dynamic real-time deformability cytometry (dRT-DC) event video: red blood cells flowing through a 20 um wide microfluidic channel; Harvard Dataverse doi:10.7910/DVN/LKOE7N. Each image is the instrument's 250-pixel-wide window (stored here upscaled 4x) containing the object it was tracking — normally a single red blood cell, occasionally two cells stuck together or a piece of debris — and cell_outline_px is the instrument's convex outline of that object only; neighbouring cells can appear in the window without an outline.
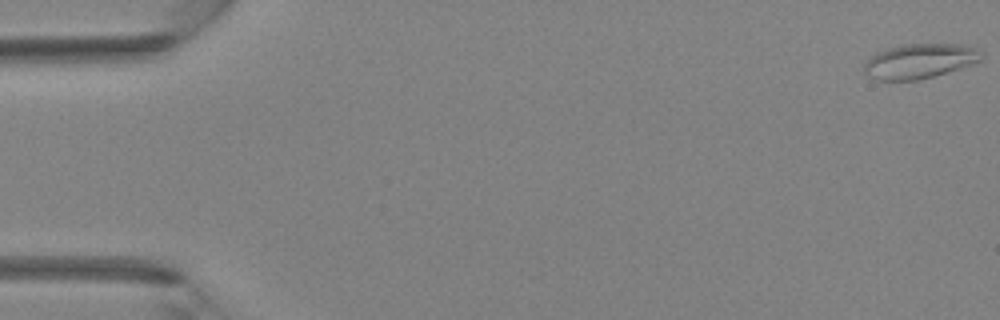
{"species": "Egyptian fruit bat (a non-hibernating species)", "species_latin": "Rousettus aegyptiacus", "temperature_condition": "room temperature", "stored_images_in_passage": 41, "segment_of_instrument_passage": [1, 2], "camera_frame_rate_fps": 3000, "um_per_image_px": 0.085, "animal": {"sex": "female"}, "frame": {"image": 1, "passage_image": 1, "time_ms": 0.0, "image_size_px": [1000, 320], "cell_outline_px": [[984, 56], [980, 60], [972, 64], [960, 68], [920, 80], [876, 80], [868, 76], [864, 72], [864, 64], [876, 52], [888, 48], [904, 44], [964, 44], [980, 48]], "centroid_in_image_um": [78.2, 5.18], "position_along_channel_um": 6.8, "area_um2": 23.87}}
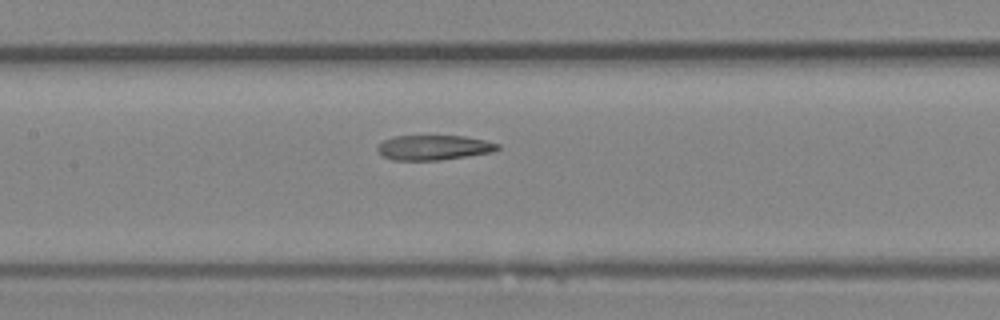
{"frame": {"image": 2, "passage_image": 20, "time_ms": 6.333, "image_size_px": [1000, 320], "cell_outline_px": [[500, 148], [492, 152], [468, 156], [440, 160], [392, 160], [380, 156], [376, 148], [384, 140], [396, 136], [464, 136], [484, 140], [500, 144]], "centroid_in_image_um": [36.85, 12.55], "position_along_channel_um": 170.5, "area_um2": 17.46}}
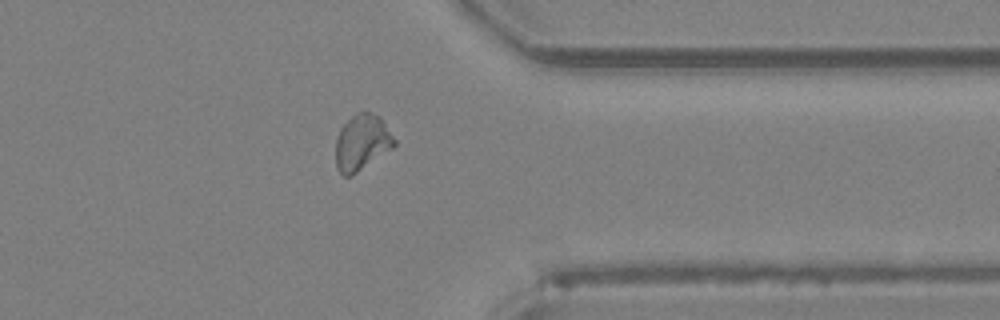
{"frame": {"image": 3, "passage_image": 33, "time_ms": 10.667, "image_size_px": [1000, 320], "cell_outline_px": [[396, 144], [392, 148], [352, 176], [344, 176], [336, 168], [336, 136], [340, 128], [356, 112], [372, 112], [380, 116], [396, 140]], "centroid_in_image_um": [30.76, 12.1], "position_along_channel_um": 380.6, "area_um2": 19.13}}